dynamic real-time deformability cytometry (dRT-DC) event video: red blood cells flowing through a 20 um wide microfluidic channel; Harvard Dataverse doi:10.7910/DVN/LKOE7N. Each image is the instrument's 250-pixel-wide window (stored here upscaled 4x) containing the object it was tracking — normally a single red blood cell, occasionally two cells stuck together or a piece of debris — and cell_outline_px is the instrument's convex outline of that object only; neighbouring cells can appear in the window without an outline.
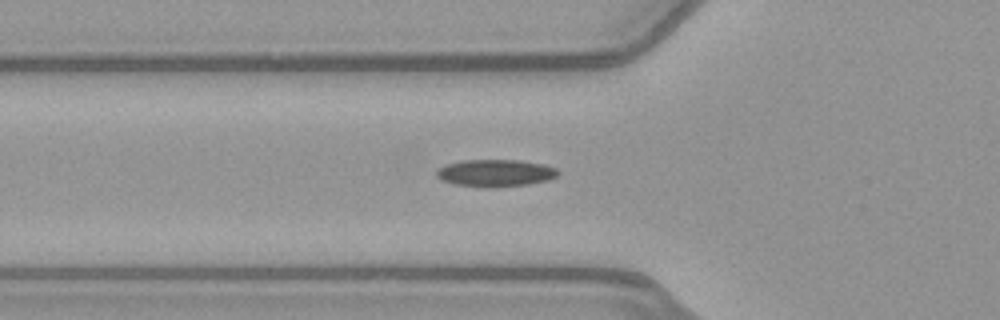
{"species": "common noctule bat (a hibernating species)", "species_latin": "Nyctalus noctula", "temperature_condition": "warm", "stored_images_in_passage": 43, "camera_frame_rate_fps": 3000, "um_per_image_px": 0.085, "animal": {"sex": "female", "body_mass_g": 21.9}, "frame": {"image": 1, "passage_image": 10, "time_ms": 3.0, "image_size_px": [1000, 320], "cell_outline_px": [[560, 172], [556, 176], [548, 180], [528, 184], [492, 188], [488, 188], [456, 184], [440, 180], [436, 176], [436, 172], [440, 168], [448, 164], [460, 160], [520, 160], [544, 164], [556, 168]], "centroid_in_image_um": [42.12, 14.71], "position_along_channel_um": 83.7, "area_um2": 19.31}}
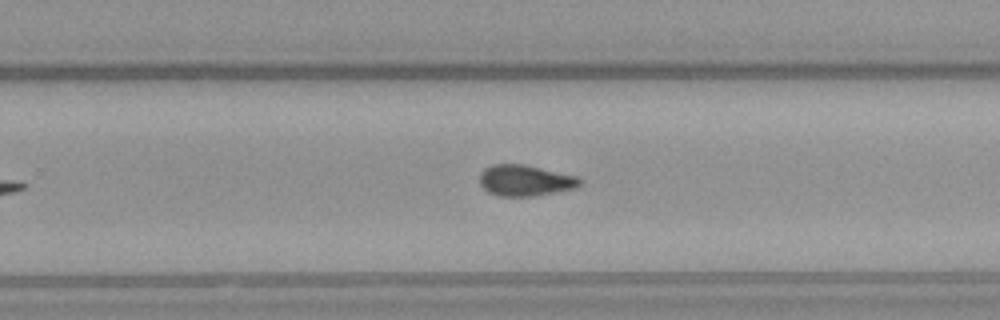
{"frame": {"image": 2, "passage_image": 25, "time_ms": 8.0, "image_size_px": [1000, 320], "cell_outline_px": [[580, 184], [572, 188], [532, 196], [500, 196], [488, 192], [480, 184], [480, 172], [484, 168], [492, 164], [524, 164], [576, 176], [580, 180]], "centroid_in_image_um": [44.56, 15.32], "position_along_channel_um": 285.2, "area_um2": 17.8}}
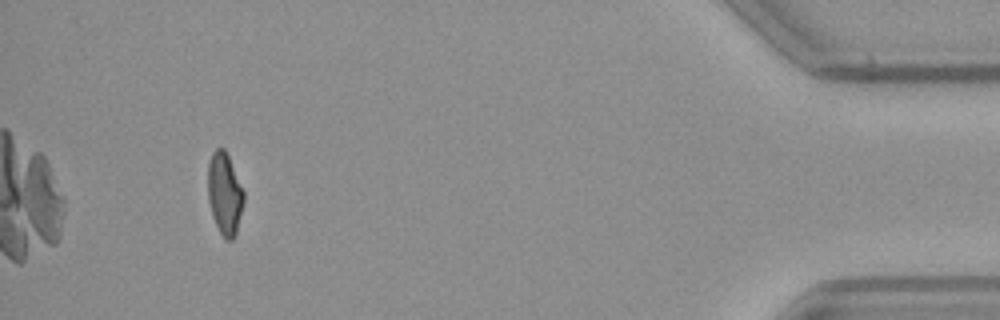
{"frame": {"image": 3, "passage_image": 40, "time_ms": 13.0, "image_size_px": [1000, 320], "cell_outline_px": [[244, 200], [236, 236], [232, 240], [224, 240], [212, 216], [208, 200], [208, 164], [212, 152], [216, 148], [224, 148], [228, 156], [244, 192]], "centroid_in_image_um": [19.09, 16.5], "position_along_channel_um": 416.1, "area_um2": 17.17}}